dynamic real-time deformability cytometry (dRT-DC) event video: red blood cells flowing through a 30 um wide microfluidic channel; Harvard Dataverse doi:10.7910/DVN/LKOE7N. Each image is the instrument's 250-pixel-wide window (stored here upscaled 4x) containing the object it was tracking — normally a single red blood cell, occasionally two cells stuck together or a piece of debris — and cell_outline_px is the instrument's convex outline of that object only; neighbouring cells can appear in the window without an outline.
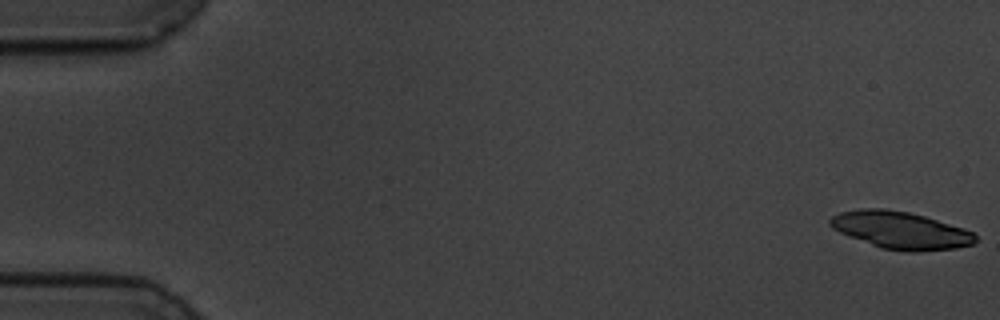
{"species": "common noctule bat (a hibernating species)", "species_latin": "Nyctalus noctula", "temperature_condition": "cold", "stored_images_in_passage": 57, "camera_frame_rate_fps": 3000, "um_per_image_px": 0.085, "animal": {"sex": "male", "body_mass_g": 19.5, "forearm_length_mm": 54.6}, "frame": {"image": 1, "passage_image": 1, "time_ms": 0.0, "image_size_px": [1000, 320], "cell_outline_px": [[976, 244], [956, 248], [916, 252], [904, 252], [880, 248], [840, 232], [832, 228], [828, 224], [828, 220], [832, 216], [840, 212], [860, 208], [884, 208], [908, 212], [924, 216], [964, 228], [972, 232], [976, 236]], "centroid_in_image_um": [76.55, 19.57], "position_along_channel_um": 8.5, "area_um2": 31.73}}
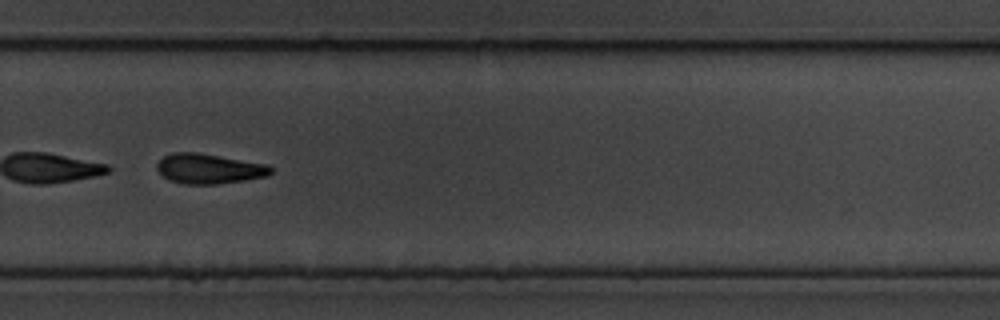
{"frame": {"image": 2, "passage_image": 40, "time_ms": 13.0, "image_size_px": [1000, 320], "cell_outline_px": [[272, 172], [268, 176], [244, 180], [216, 184], [184, 184], [168, 180], [156, 168], [156, 164], [164, 156], [172, 152], [196, 152], [268, 164], [272, 168]], "centroid_in_image_um": [17.76, 14.34], "position_along_channel_um": 312.0, "area_um2": 19.88}}